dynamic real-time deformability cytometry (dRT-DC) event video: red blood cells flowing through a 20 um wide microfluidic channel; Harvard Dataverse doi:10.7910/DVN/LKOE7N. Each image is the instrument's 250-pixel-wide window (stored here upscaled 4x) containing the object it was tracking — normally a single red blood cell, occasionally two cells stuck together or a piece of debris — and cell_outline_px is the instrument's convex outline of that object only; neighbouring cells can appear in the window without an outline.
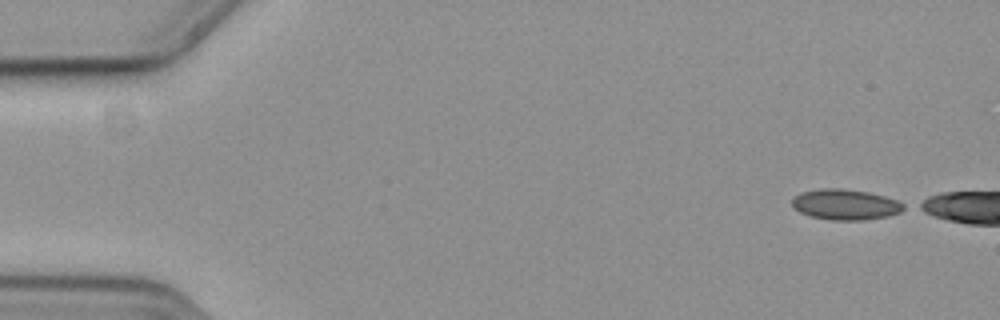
{"species": "common noctule bat (a hibernating species)", "species_latin": "Nyctalus noctula", "temperature_condition": "cold", "stored_images_in_passage": 13, "camera_frame_rate_fps": 3000, "um_per_image_px": 0.085, "animal": {"sex": "female", "body_mass_g": 19.3, "forearm_length_mm": 54.1}, "frame": {"image": 1, "passage_image": 1, "time_ms": 0.0, "image_size_px": [1000, 320], "cell_outline_px": [[908, 208], [900, 212], [888, 216], [864, 220], [832, 220], [812, 216], [800, 212], [792, 204], [792, 200], [800, 192], [824, 188], [840, 188], [868, 192], [884, 196], [896, 200], [904, 204]], "centroid_in_image_um": [71.9, 17.38], "position_along_channel_um": 13.1, "area_um2": 19.77}}